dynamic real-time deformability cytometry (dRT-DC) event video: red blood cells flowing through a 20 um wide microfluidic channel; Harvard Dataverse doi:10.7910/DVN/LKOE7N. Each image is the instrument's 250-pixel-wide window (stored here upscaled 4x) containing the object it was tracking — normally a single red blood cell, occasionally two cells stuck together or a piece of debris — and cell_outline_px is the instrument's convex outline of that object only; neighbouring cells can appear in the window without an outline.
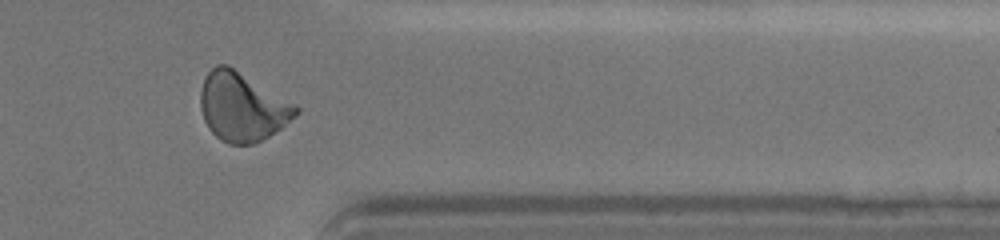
{"species": "human", "species_latin": "Homo sapiens", "temperature_condition": "cold", "stored_images_in_passage": 39, "camera_frame_rate_fps": 3000, "um_per_image_px": 0.085, "donor": {"sex": "female"}, "frame": {"image": 1, "passage_image": 35, "time_ms": 9.333, "image_size_px": [1000, 240], "cell_outline_px": [[300, 112], [296, 116], [280, 128], [256, 144], [228, 144], [220, 140], [208, 128], [204, 120], [200, 108], [200, 92], [204, 80], [208, 72], [216, 64], [228, 64], [296, 104], [300, 108]], "centroid_in_image_um": [20.58, 9.08], "position_along_channel_um": 390.8, "area_um2": 38.32}, "authors_computed_cell_mechanics": {"area_um2": 37.2232, "velocity_mm_per_s": 3.6167, "shape_relaxation_time_tau1_ms": 9.171, "shape_relaxation_time_tau2_ms": 0.7188, "deformation_change_tau1": 0.1738, "deformation_change_tau2": 0.0549}}